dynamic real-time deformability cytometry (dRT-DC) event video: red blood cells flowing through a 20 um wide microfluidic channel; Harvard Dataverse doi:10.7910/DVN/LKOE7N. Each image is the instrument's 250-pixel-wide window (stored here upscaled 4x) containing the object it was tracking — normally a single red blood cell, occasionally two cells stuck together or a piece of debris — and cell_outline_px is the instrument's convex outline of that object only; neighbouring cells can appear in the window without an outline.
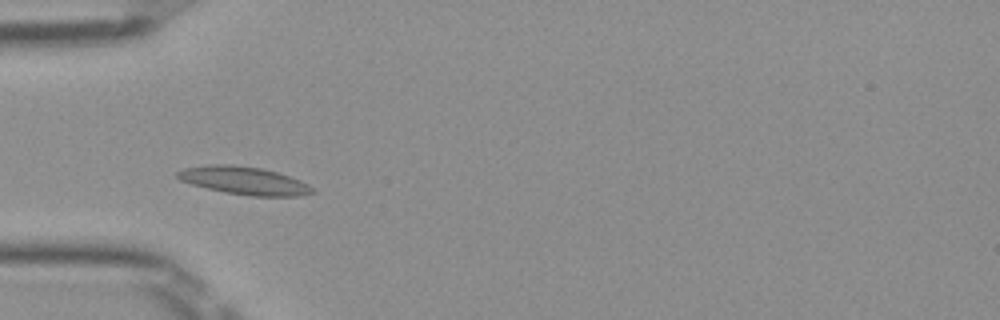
{"species": "Egyptian fruit bat (a non-hibernating species)", "species_latin": "Rousettus aegyptiacus", "temperature_condition": "room temperature", "stored_images_in_passage": 30, "camera_frame_rate_fps": 3000, "um_per_image_px": 0.085, "frame": {"image": 1, "passage_image": 4, "time_ms": 1.0, "image_size_px": [1000, 320], "cell_outline_px": [[316, 192], [300, 196], [252, 196], [224, 192], [192, 184], [180, 180], [176, 176], [176, 172], [184, 168], [208, 164], [228, 164], [260, 168], [276, 172], [300, 180], [308, 184]], "centroid_in_image_um": [20.74, 15.35], "position_along_channel_um": 64.3, "area_um2": 21.79}}
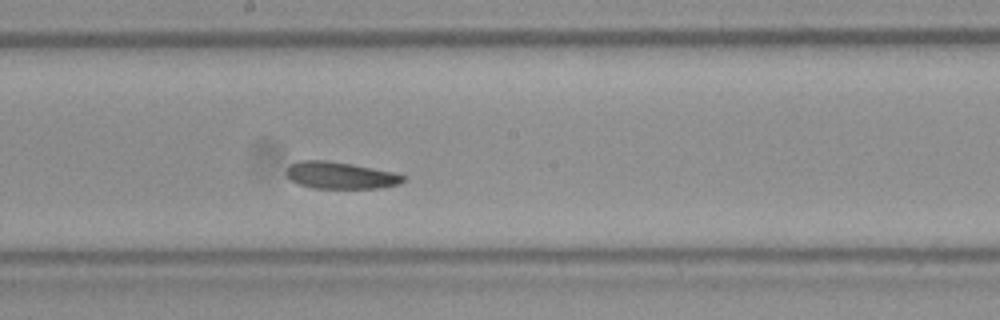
{"frame": {"image": 2, "passage_image": 16, "time_ms": 5.0, "image_size_px": [1000, 320], "cell_outline_px": [[408, 176], [400, 184], [380, 188], [312, 188], [300, 184], [292, 180], [288, 176], [288, 168], [292, 164], [300, 160], [324, 160], [352, 164], [396, 172]], "centroid_in_image_um": [29.02, 14.91], "position_along_channel_um": 219.2, "area_um2": 18.26}}
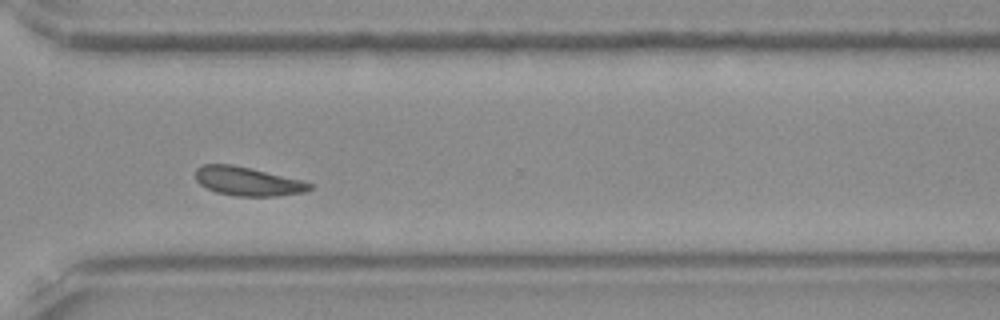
{"frame": {"image": 3, "passage_image": 26, "time_ms": 8.333, "image_size_px": [1000, 320], "cell_outline_px": [[312, 188], [304, 192], [276, 196], [236, 196], [216, 192], [200, 184], [196, 180], [196, 168], [204, 164], [232, 164], [300, 180], [312, 184]], "centroid_in_image_um": [21.02, 15.41], "position_along_channel_um": 349.6, "area_um2": 18.84}, "authors_computed_cell_mechanics": {"area_um2": 19.2185, "velocity_mm_per_s": 3.9072, "shape_relaxation_time_tau1_ms": 3.9366, "shape_relaxation_time_tau2_ms": 3.2627, "deformation_change_tau1": 0.096, "deformation_change_tau2": 0.1031}}